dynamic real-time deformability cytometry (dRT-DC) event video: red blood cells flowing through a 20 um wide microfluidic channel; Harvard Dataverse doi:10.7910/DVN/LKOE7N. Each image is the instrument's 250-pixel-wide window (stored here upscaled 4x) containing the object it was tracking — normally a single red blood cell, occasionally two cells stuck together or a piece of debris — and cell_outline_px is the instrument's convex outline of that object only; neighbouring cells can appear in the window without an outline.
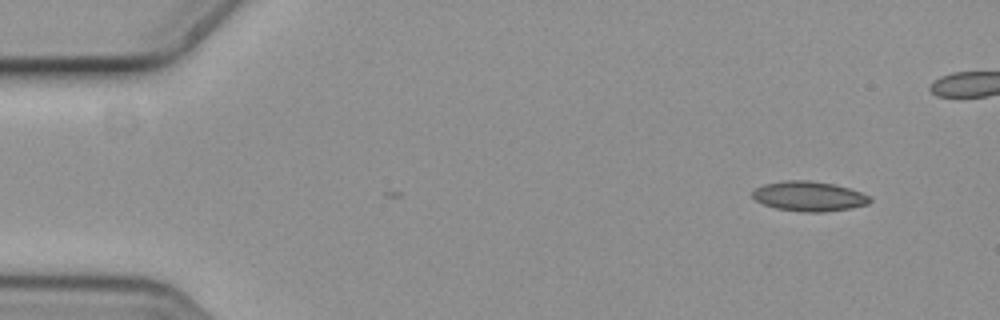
{"species": "common noctule bat (a hibernating species)", "species_latin": "Nyctalus noctula", "temperature_condition": "cold", "stored_images_in_passage": 5, "camera_frame_rate_fps": 3000, "um_per_image_px": 0.085, "animal": {"sex": "female", "body_mass_g": 19.3, "forearm_length_mm": 54.1}, "frame": {"image": 1, "passage_image": 1, "time_ms": 0.0, "image_size_px": [1000, 320], "cell_outline_px": [[872, 200], [868, 204], [848, 208], [824, 212], [804, 212], [776, 208], [764, 204], [756, 200], [752, 196], [752, 192], [756, 188], [768, 184], [788, 180], [808, 180], [832, 184], [848, 188], [860, 192], [868, 196]], "centroid_in_image_um": [68.76, 16.69], "position_along_channel_um": 16.2, "area_um2": 20.0}}